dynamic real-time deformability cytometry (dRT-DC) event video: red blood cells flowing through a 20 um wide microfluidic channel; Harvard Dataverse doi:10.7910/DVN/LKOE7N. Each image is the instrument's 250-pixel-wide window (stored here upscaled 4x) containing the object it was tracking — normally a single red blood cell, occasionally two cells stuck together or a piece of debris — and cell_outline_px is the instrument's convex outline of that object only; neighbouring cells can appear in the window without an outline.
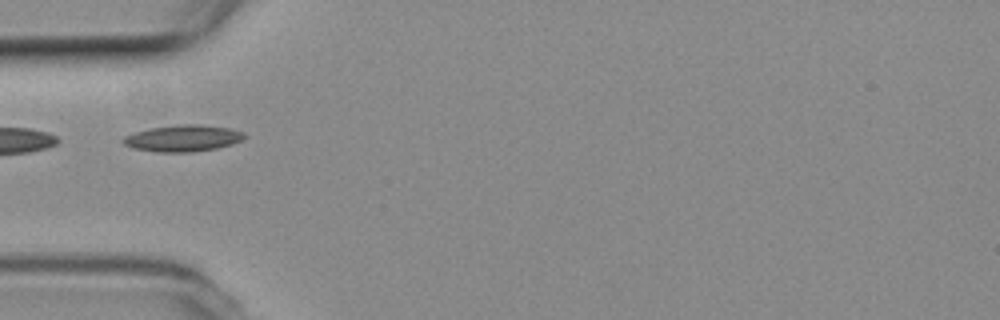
{"species": "common noctule bat (a hibernating species)", "species_latin": "Nyctalus noctula", "temperature_condition": "room temperature", "stored_images_in_passage": 5, "camera_frame_rate_fps": 3000, "um_per_image_px": 0.085, "animal": {"sex": "female", "body_mass_g": 19.3, "forearm_length_mm": 54.1}, "frame": {"image": 1, "passage_image": 2, "time_ms": 0.333, "image_size_px": [1000, 320], "cell_outline_px": [[244, 136], [240, 140], [232, 144], [216, 148], [192, 152], [156, 152], [132, 148], [124, 144], [120, 140], [124, 136], [136, 132], [152, 128], [176, 124], [200, 124], [228, 128], [244, 132]], "centroid_in_image_um": [15.51, 11.75], "position_along_channel_um": 69.5, "area_um2": 18.67}}
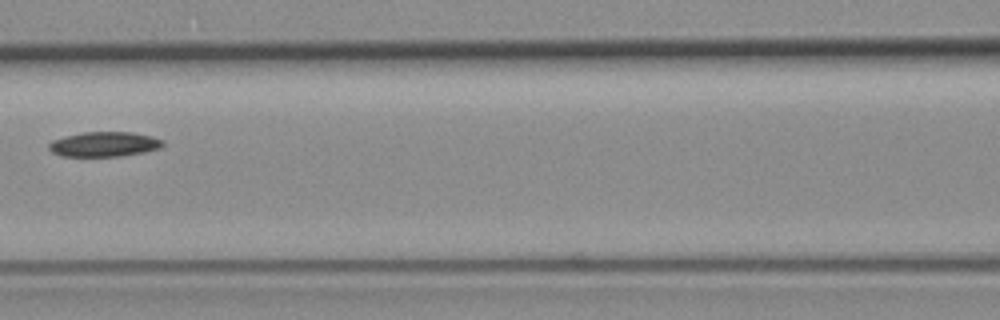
{"frame": {"image": 2, "passage_image": 4, "time_ms": 1.0, "image_size_px": [1000, 320], "cell_outline_px": [[164, 144], [160, 148], [144, 152], [120, 156], [60, 156], [52, 152], [48, 148], [48, 144], [52, 140], [64, 136], [80, 132], [132, 132], [152, 136], [164, 140]], "centroid_in_image_um": [8.85, 12.25], "position_along_channel_um": 157.8, "area_um2": 16.65}}
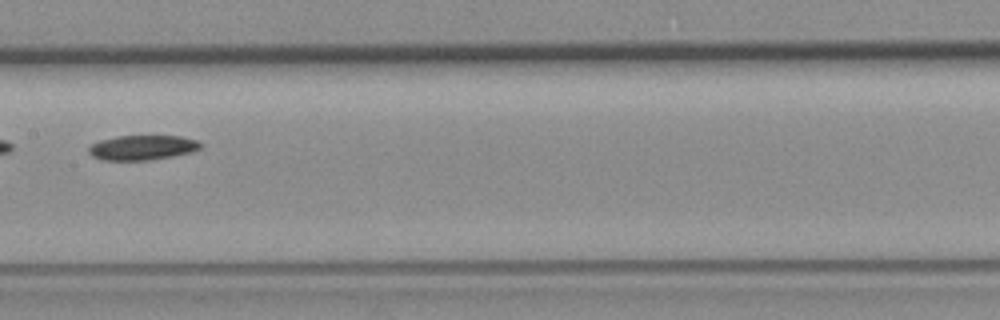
{"frame": {"image": 3, "passage_image": 5, "time_ms": 1.333, "image_size_px": [1000, 320], "cell_outline_px": [[204, 144], [200, 148], [192, 152], [152, 160], [104, 160], [92, 156], [88, 152], [88, 148], [92, 144], [100, 140], [116, 136], [180, 136], [196, 140]], "centroid_in_image_um": [12.11, 12.54], "position_along_channel_um": 195.3, "area_um2": 16.18}}